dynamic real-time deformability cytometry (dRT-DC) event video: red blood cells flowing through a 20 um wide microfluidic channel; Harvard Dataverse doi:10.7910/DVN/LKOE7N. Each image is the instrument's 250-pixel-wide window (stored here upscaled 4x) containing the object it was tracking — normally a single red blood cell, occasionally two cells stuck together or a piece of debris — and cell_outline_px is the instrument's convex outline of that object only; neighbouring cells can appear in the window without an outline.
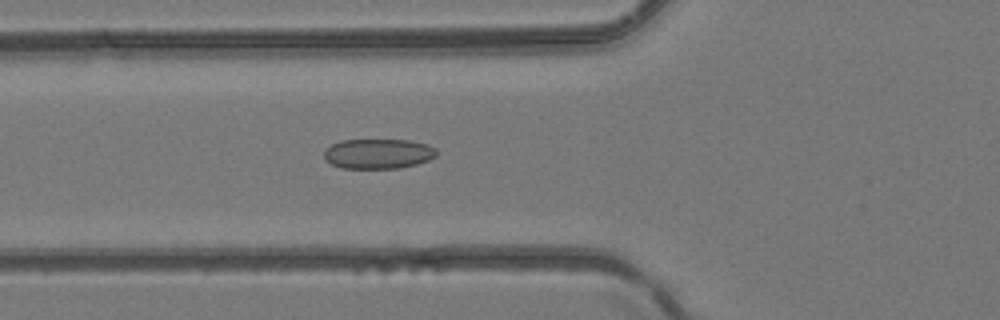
{"species": "common noctule bat (a hibernating species)", "species_latin": "Nyctalus noctula", "temperature_condition": "room temperature", "stored_images_in_passage": 48, "camera_frame_rate_fps": 3000, "um_per_image_px": 0.085, "animal": {"sex": "female", "body_mass_g": 24.6, "forearm_length_mm": 56.2}, "frame": {"image": 1, "passage_image": 18, "time_ms": 5.667, "image_size_px": [1000, 320], "cell_outline_px": [[436, 156], [428, 160], [416, 164], [400, 168], [340, 168], [324, 160], [324, 148], [340, 140], [408, 140], [428, 144], [436, 148]], "centroid_in_image_um": [32.12, 13.06], "position_along_channel_um": 93.7, "area_um2": 19.77}}
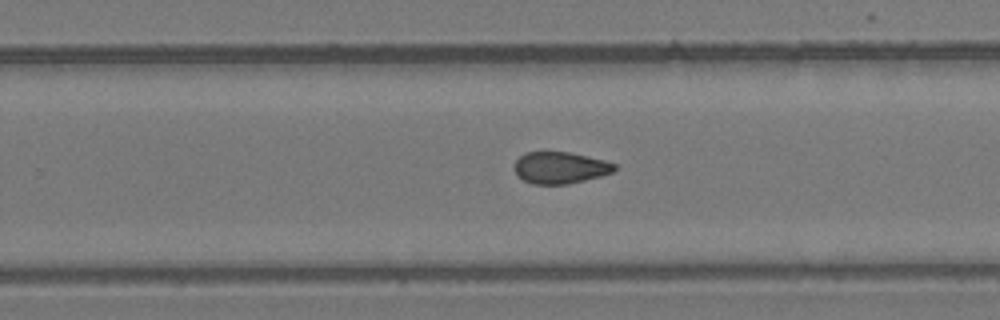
{"frame": {"image": 2, "passage_image": 31, "time_ms": 10.0, "image_size_px": [1000, 320], "cell_outline_px": [[616, 168], [612, 172], [600, 176], [568, 184], [532, 184], [516, 176], [512, 168], [516, 160], [524, 152], [568, 152], [604, 160], [616, 164]], "centroid_in_image_um": [47.55, 14.26], "position_along_channel_um": 282.2, "area_um2": 18.55}}
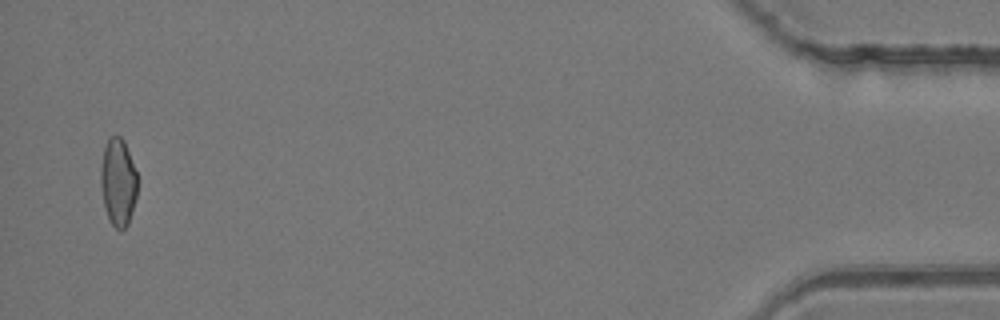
{"frame": {"image": 3, "passage_image": 47, "time_ms": 15.333, "image_size_px": [1000, 320], "cell_outline_px": [[136, 196], [132, 212], [128, 224], [120, 232], [112, 224], [108, 216], [104, 204], [100, 188], [100, 168], [104, 148], [108, 136], [120, 136], [124, 140], [136, 172]], "centroid_in_image_um": [10.02, 15.47], "position_along_channel_um": 425.2, "area_um2": 18.67}}